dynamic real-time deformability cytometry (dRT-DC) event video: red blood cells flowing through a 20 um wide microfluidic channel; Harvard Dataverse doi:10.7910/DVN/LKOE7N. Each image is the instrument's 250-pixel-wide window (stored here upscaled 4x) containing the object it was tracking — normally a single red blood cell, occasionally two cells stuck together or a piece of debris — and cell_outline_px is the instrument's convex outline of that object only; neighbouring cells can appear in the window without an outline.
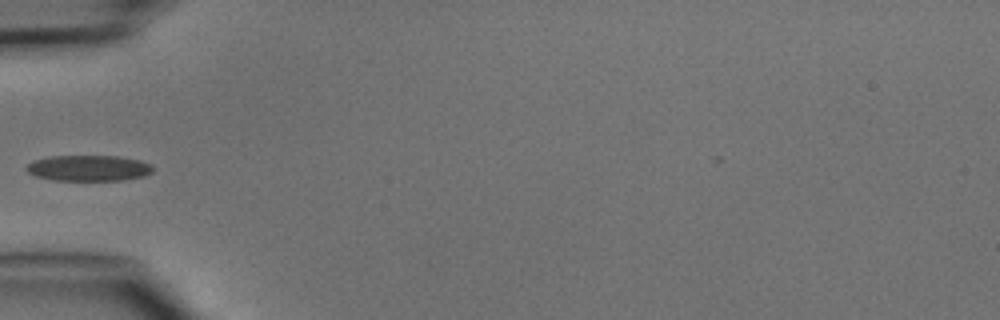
{"species": "common noctule bat (a hibernating species)", "species_latin": "Nyctalus noctula", "temperature_condition": "cold", "stored_images_in_passage": 3, "camera_frame_rate_fps": 3000, "um_per_image_px": 0.085, "animal": {"sex": "male", "body_mass_g": 15.6}, "frame": {"image": 1, "passage_image": 3, "time_ms": 2.0, "image_size_px": [1000, 320], "cell_outline_px": [[152, 172], [144, 176], [120, 180], [52, 180], [36, 176], [28, 172], [24, 168], [32, 160], [48, 156], [116, 156], [140, 160], [152, 164]], "centroid_in_image_um": [7.5, 14.28], "position_along_channel_um": 77.5, "area_um2": 19.07}}